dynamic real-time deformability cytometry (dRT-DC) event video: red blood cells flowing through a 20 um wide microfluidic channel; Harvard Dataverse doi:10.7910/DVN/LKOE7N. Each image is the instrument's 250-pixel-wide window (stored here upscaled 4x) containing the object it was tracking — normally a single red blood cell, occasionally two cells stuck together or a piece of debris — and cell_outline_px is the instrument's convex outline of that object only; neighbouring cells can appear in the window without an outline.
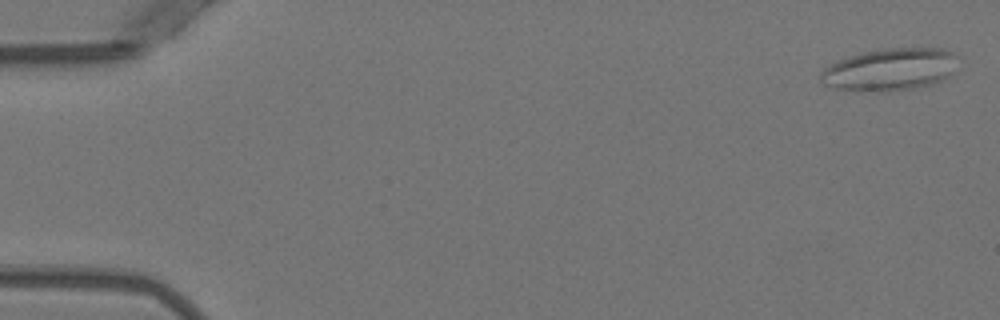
{"species": "Egyptian fruit bat (a non-hibernating species)", "species_latin": "Rousettus aegyptiacus", "temperature_condition": "warm", "stored_images_in_passage": 53, "camera_frame_rate_fps": 3000, "um_per_image_px": 0.085, "animal": {"sex": "female"}, "frame": {"image": 1, "passage_image": 2, "time_ms": 0.333, "image_size_px": [1000, 320], "cell_outline_px": [[956, 56], [948, 76], [944, 80], [916, 88], [888, 92], [876, 92], [836, 88], [824, 84], [820, 80], [820, 72], [824, 68], [836, 60], [860, 52], [884, 48], [940, 48], [952, 52]], "centroid_in_image_um": [75.58, 5.91], "position_along_channel_um": 9.4, "area_um2": 33.81}}
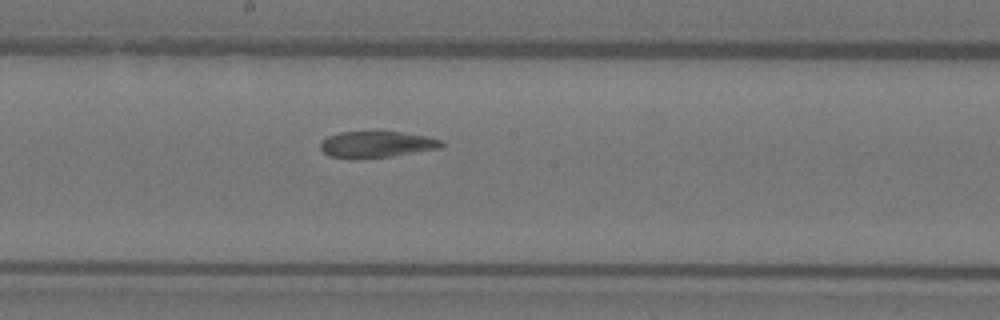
{"frame": {"image": 2, "passage_image": 29, "time_ms": 9.333, "image_size_px": [1000, 320], "cell_outline_px": [[444, 144], [440, 148], [392, 156], [328, 156], [320, 148], [320, 140], [328, 136], [340, 132], [400, 132], [428, 136], [440, 140]], "centroid_in_image_um": [32.03, 12.23], "position_along_channel_um": 216.2, "area_um2": 17.86}}
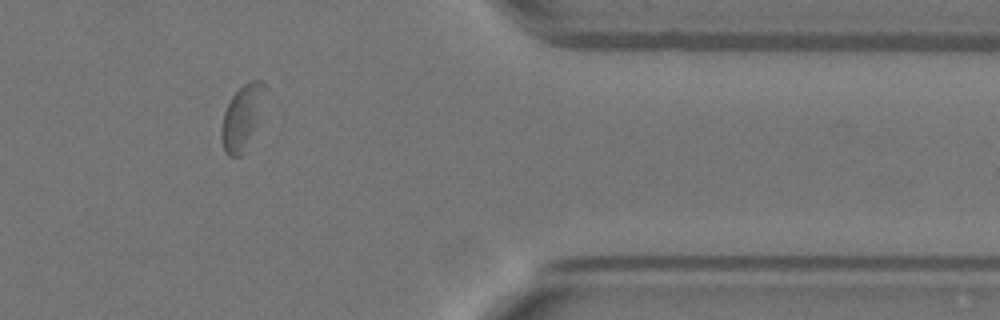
{"frame": {"image": 3, "passage_image": 44, "time_ms": 14.333, "image_size_px": [1000, 320], "cell_outline_px": [[268, 88], [244, 152], [240, 156], [228, 156], [224, 152], [220, 136], [220, 128], [224, 112], [232, 96], [244, 84], [252, 80], [260, 80], [268, 84]], "centroid_in_image_um": [20.55, 9.94], "position_along_channel_um": 390.9, "area_um2": 16.01}, "authors_computed_cell_mechanics": {"area_um2": 19.4786, "velocity_mm_per_s": 3.8834, "shape_relaxation_time_tau1_ms": null, "shape_relaxation_time_tau2_ms": 2.4618, "deformation_change_tau1": null, "deformation_change_tau2": 0.0709}}